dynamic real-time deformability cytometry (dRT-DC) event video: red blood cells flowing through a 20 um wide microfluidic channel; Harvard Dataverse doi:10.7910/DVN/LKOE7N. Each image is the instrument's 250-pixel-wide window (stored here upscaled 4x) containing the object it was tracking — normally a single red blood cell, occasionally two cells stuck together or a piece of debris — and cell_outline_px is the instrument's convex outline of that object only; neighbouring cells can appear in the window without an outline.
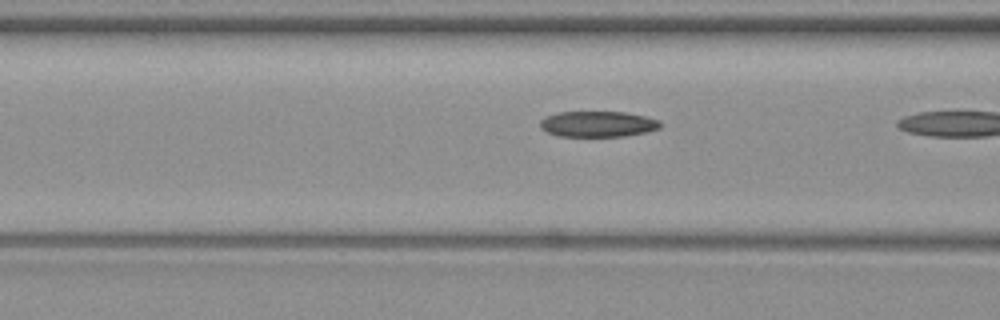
{"species": "common noctule bat (a hibernating species)", "species_latin": "Nyctalus noctula", "temperature_condition": "warm", "stored_images_in_passage": 21, "camera_frame_rate_fps": 3000, "um_per_image_px": 0.085, "animal": {"sex": "female", "body_mass_g": 19.3, "forearm_length_mm": 54.1}, "frame": {"image": 1, "passage_image": 19, "time_ms": 6.0, "image_size_px": [1000, 320], "cell_outline_px": [[660, 128], [644, 132], [624, 136], [556, 136], [540, 128], [540, 120], [544, 116], [556, 112], [624, 112], [644, 116], [660, 120]], "centroid_in_image_um": [50.76, 10.54], "position_along_channel_um": 115.8, "area_um2": 18.03}}